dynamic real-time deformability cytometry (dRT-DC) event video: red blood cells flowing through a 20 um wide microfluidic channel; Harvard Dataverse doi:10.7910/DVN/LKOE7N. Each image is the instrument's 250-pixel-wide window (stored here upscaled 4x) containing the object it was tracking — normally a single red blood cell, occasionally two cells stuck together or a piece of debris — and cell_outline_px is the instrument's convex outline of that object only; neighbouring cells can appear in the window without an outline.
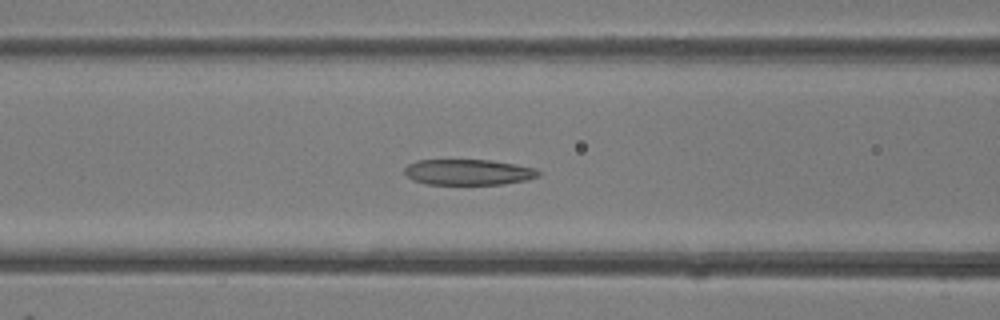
{"species": "common noctule bat (a hibernating species)", "species_latin": "Nyctalus noctula", "temperature_condition": "room temperature", "stored_images_in_passage": 32, "camera_frame_rate_fps": 3000, "um_per_image_px": 0.085, "animal": {"sex": "female"}, "frame": {"image": 1, "passage_image": 7, "time_ms": 2.0, "image_size_px": [1000, 320], "cell_outline_px": [[540, 176], [528, 180], [504, 184], [428, 184], [412, 180], [404, 172], [404, 168], [408, 164], [416, 160], [488, 160], [516, 164], [536, 168], [540, 172]], "centroid_in_image_um": [39.83, 14.63], "position_along_channel_um": 126.8, "area_um2": 20.17}}
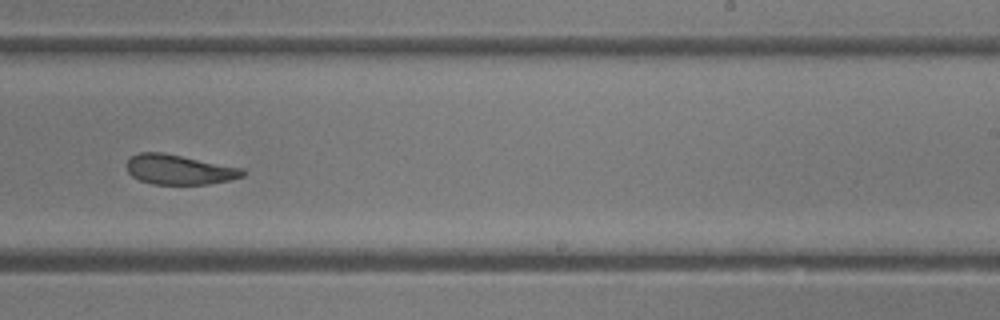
{"frame": {"image": 2, "passage_image": 16, "time_ms": 5.0, "image_size_px": [1000, 320], "cell_outline_px": [[248, 172], [244, 176], [228, 180], [208, 184], [152, 184], [140, 180], [132, 176], [128, 172], [128, 160], [132, 156], [140, 152], [164, 152], [244, 168]], "centroid_in_image_um": [15.28, 14.41], "position_along_channel_um": 273.7, "area_um2": 20.23}}
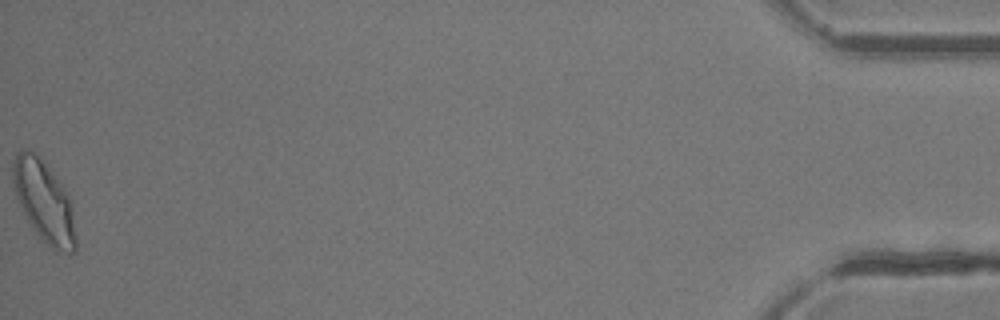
{"frame": {"image": 3, "passage_image": 32, "time_ms": 10.333, "image_size_px": [1000, 320], "cell_outline_px": [[76, 252], [56, 252], [40, 236], [24, 212], [16, 196], [12, 180], [12, 164], [16, 152], [20, 148], [24, 148], [40, 156], [48, 164], [64, 188], [68, 196], [72, 216], [76, 240]], "centroid_in_image_um": [3.72, 17.05], "position_along_channel_um": 431.5, "area_um2": 29.3}}